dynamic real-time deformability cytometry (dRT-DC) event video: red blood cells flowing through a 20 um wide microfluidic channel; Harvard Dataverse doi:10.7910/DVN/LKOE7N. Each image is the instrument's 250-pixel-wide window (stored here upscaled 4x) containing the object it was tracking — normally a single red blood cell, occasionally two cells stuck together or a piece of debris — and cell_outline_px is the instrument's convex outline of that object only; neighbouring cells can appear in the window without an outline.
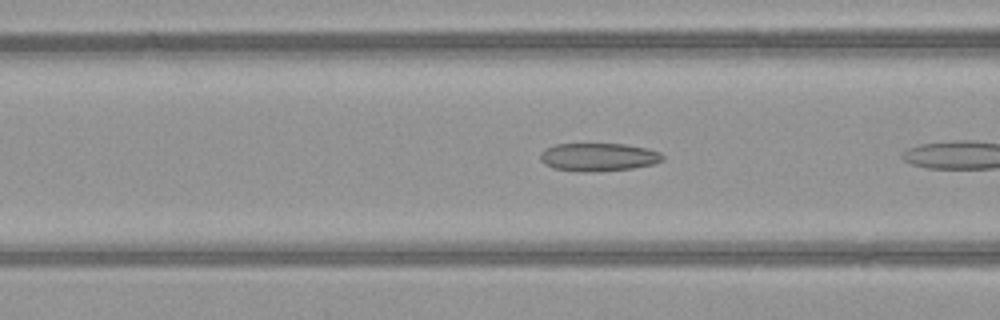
{"species": "common noctule bat (a hibernating species)", "species_latin": "Nyctalus noctula", "temperature_condition": "warm", "stored_images_in_passage": 5, "camera_frame_rate_fps": 3000, "um_per_image_px": 0.085, "animal": {"sex": "female", "body_mass_g": 21.9}, "frame": {"image": 1, "passage_image": 4, "time_ms": 1.0, "image_size_px": [1000, 320], "cell_outline_px": [[664, 160], [652, 164], [632, 168], [588, 172], [576, 172], [552, 168], [544, 164], [540, 160], [540, 152], [544, 148], [556, 144], [624, 144], [648, 148], [660, 152], [664, 156]], "centroid_in_image_um": [50.83, 13.35], "position_along_channel_um": 115.8, "area_um2": 20.23}}